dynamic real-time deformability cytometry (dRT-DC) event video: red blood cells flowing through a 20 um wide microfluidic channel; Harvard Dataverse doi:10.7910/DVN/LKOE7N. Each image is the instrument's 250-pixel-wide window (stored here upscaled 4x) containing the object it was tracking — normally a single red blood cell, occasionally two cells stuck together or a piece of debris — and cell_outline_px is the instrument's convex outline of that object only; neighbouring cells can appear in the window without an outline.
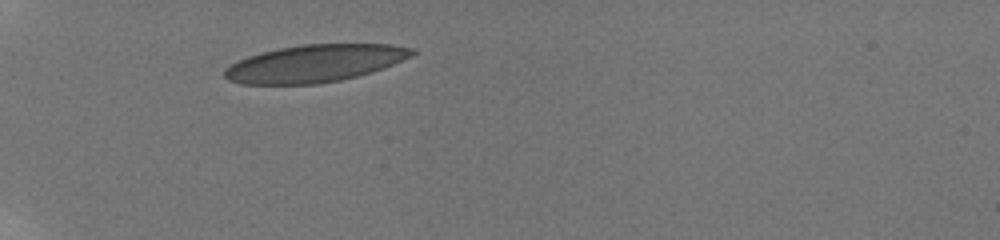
{"species": "human", "species_latin": "Homo sapiens", "temperature_condition": "room temperature", "stored_images_in_passage": 14, "camera_frame_rate_fps": 3000, "um_per_image_px": 0.085, "donor": {"sex": "male"}, "frame": {"image": 1, "passage_image": 1, "time_ms": 0.0, "image_size_px": [1000, 240], "cell_outline_px": [[416, 52], [412, 56], [384, 68], [372, 72], [340, 80], [316, 84], [244, 84], [228, 80], [224, 76], [224, 68], [248, 56], [260, 52], [280, 48], [304, 44], [392, 44], [416, 48]], "centroid_in_image_um": [26.79, 5.38], "position_along_channel_um": 58.2, "area_um2": 40.81}}
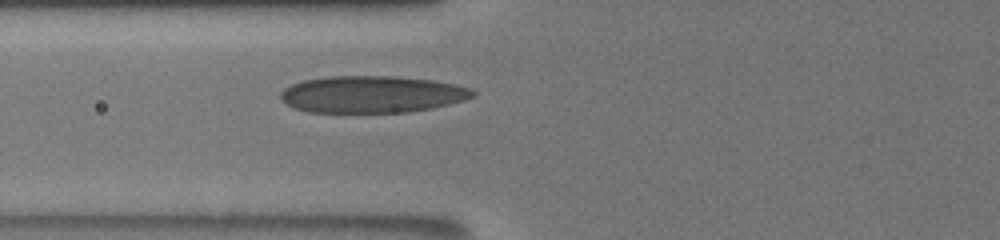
{"frame": {"image": 2, "passage_image": 11, "time_ms": 1.667, "image_size_px": [1000, 240], "cell_outline_px": [[476, 96], [464, 100], [432, 108], [408, 112], [308, 112], [296, 108], [280, 100], [280, 92], [284, 88], [292, 84], [304, 80], [328, 76], [392, 76], [432, 80], [456, 84], [472, 88], [476, 92]], "centroid_in_image_um": [31.64, 8.01], "position_along_channel_um": 94.2, "area_um2": 41.44}}